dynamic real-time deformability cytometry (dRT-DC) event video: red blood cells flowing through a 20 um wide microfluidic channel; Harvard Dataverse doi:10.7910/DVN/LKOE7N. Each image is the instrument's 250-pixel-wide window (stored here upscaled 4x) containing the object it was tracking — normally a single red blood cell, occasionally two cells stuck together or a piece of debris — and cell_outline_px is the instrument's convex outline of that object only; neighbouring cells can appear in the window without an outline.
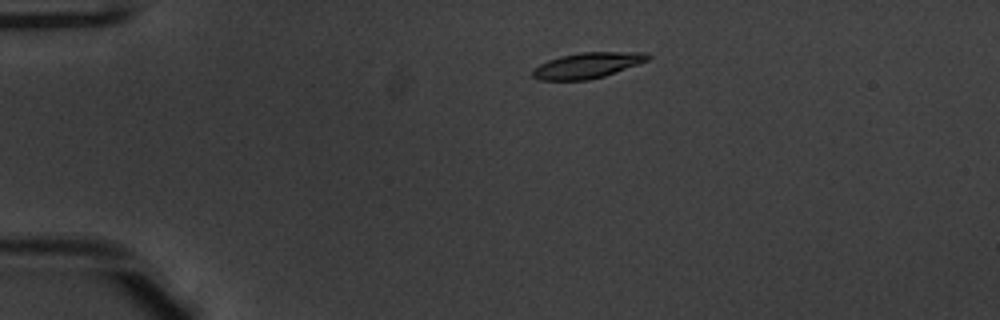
{"species": "common noctule bat (a hibernating species)", "species_latin": "Nyctalus noctula", "temperature_condition": "warm", "stored_images_in_passage": 48, "camera_frame_rate_fps": 3000, "um_per_image_px": 0.085, "animal": {"sex": "male", "body_mass_g": 20.1, "forearm_length_mm": 53.5}, "frame": {"image": 1, "passage_image": 7, "time_ms": 2.0, "image_size_px": [1000, 320], "cell_outline_px": [[652, 56], [648, 60], [604, 76], [588, 80], [540, 80], [532, 76], [532, 72], [540, 64], [548, 60], [560, 56], [580, 52], [648, 52]], "centroid_in_image_um": [49.94, 5.55], "position_along_channel_um": 35.1, "area_um2": 17.11}}
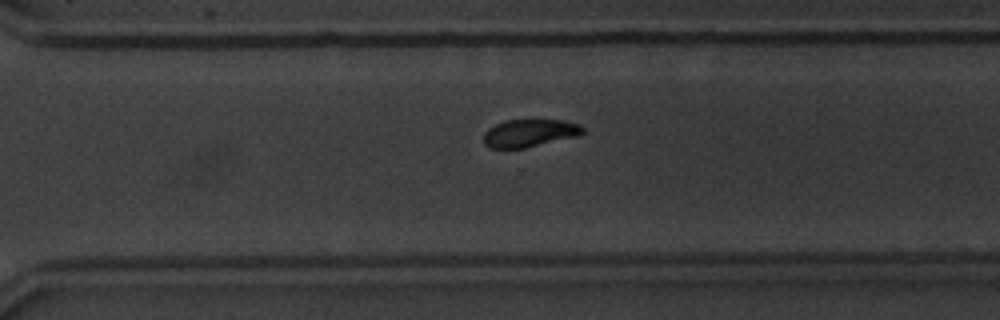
{"frame": {"image": 2, "passage_image": 33, "time_ms": 10.667, "image_size_px": [1000, 320], "cell_outline_px": [[584, 132], [580, 136], [524, 148], [488, 148], [484, 144], [484, 132], [488, 128], [504, 120], [564, 120], [580, 124], [584, 128]], "centroid_in_image_um": [45.03, 11.31], "position_along_channel_um": 325.6, "area_um2": 16.18}}
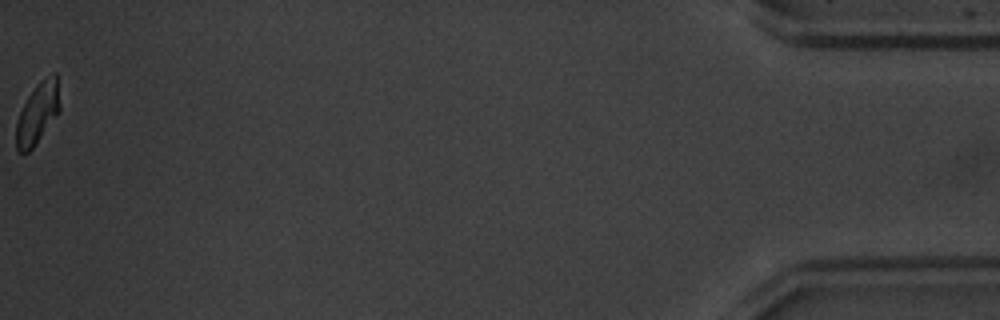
{"frame": {"image": 3, "passage_image": 48, "time_ms": 15.667, "image_size_px": [1000, 320], "cell_outline_px": [[60, 112], [32, 148], [28, 152], [20, 152], [16, 148], [16, 124], [20, 112], [28, 96], [36, 84], [40, 80], [52, 72], [56, 72], [60, 108]], "centroid_in_image_um": [3.21, 9.59], "position_along_channel_um": 432.0, "area_um2": 15.49}, "authors_computed_cell_mechanics": {"area_um2": 17.1955, "velocity_mm_per_s": 3.9337, "shape_relaxation_time_tau1_ms": 2.6632, "shape_relaxation_time_tau2_ms": 6.669, "deformation_change_tau1": 0.1694, "deformation_change_tau2": 0.0777}}